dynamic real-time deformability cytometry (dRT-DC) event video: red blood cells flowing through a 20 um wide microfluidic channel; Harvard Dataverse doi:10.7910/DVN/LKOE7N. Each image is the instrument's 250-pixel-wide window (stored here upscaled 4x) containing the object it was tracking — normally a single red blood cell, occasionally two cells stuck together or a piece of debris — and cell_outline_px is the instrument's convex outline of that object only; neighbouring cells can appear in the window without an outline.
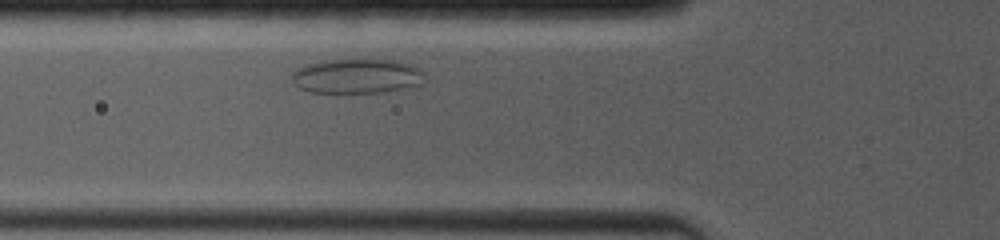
{"species": "common noctule bat (a hibernating species)", "species_latin": "Nyctalus noctula", "temperature_condition": "room temperature", "stored_images_in_passage": 44, "camera_frame_rate_fps": 4000, "um_per_image_px": 0.085, "animal": {"sex": "female", "body_mass_g": 19.0, "forearm_length_mm": 53.3}, "frame": {"image": 1, "passage_image": 5, "time_ms": 1.25, "image_size_px": [1000, 240], "cell_outline_px": [[424, 84], [404, 88], [376, 92], [308, 92], [300, 88], [292, 80], [292, 72], [296, 68], [304, 64], [332, 60], [396, 60], [412, 64], [420, 68], [424, 72]], "centroid_in_image_um": [30.36, 6.46], "position_along_channel_um": 95.4, "area_um2": 26.76}}
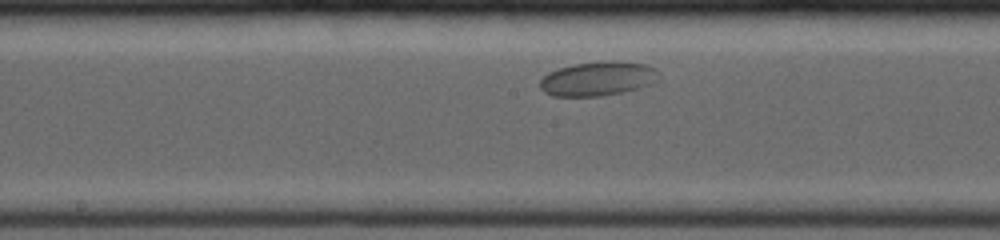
{"frame": {"image": 2, "passage_image": 16, "time_ms": 4.0, "image_size_px": [1000, 240], "cell_outline_px": [[660, 80], [636, 88], [620, 92], [596, 96], [552, 96], [544, 92], [540, 88], [540, 80], [548, 72], [560, 68], [576, 64], [608, 60], [620, 60], [644, 64], [652, 68], [656, 72]], "centroid_in_image_um": [50.78, 6.68], "position_along_channel_um": 197.4, "area_um2": 23.41}}
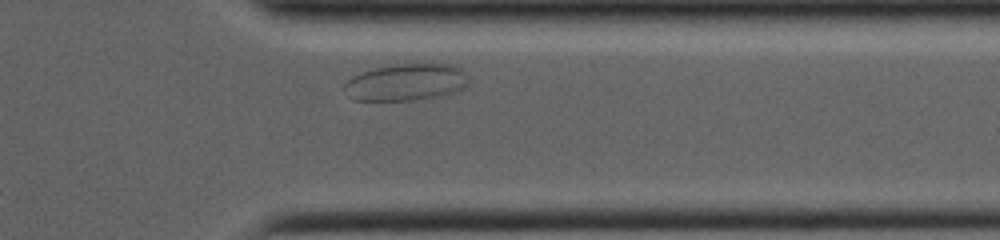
{"frame": {"image": 3, "passage_image": 36, "time_ms": 8.75, "image_size_px": [1000, 240], "cell_outline_px": [[468, 84], [464, 88], [440, 96], [412, 100], [352, 100], [348, 96], [344, 88], [344, 84], [352, 76], [360, 72], [376, 68], [396, 64], [436, 60], [452, 64], [460, 68], [468, 76]], "centroid_in_image_um": [34.56, 6.94], "position_along_channel_um": 376.8, "area_um2": 27.51}}